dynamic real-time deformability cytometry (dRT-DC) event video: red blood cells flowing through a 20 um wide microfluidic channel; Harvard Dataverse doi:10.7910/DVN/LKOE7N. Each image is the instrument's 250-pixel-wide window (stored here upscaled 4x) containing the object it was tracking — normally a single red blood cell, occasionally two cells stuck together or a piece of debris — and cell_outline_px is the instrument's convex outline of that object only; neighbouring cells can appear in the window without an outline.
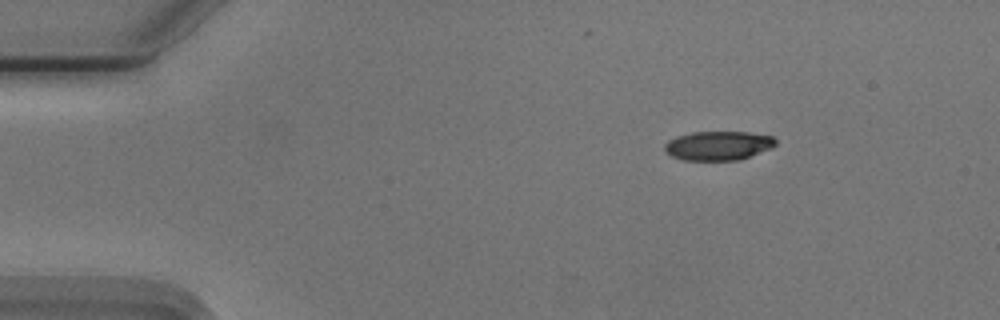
{"species": "Egyptian fruit bat (a non-hibernating species)", "species_latin": "Rousettus aegyptiacus", "temperature_condition": "cold", "stored_images_in_passage": 48, "camera_frame_rate_fps": 3000, "um_per_image_px": 0.085, "animal": {"sex": "male"}, "frame": {"image": 1, "passage_image": 1, "time_ms": 0.0, "image_size_px": [1000, 320], "cell_outline_px": [[776, 144], [772, 148], [740, 160], [684, 160], [672, 156], [664, 152], [664, 144], [668, 140], [676, 136], [692, 132], [748, 132], [772, 136], [776, 140]], "centroid_in_image_um": [61.04, 12.38], "position_along_channel_um": 24.0, "area_um2": 18.96}}
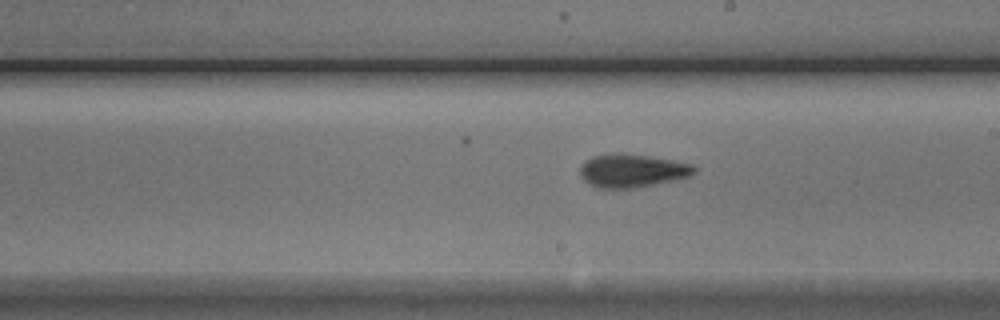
{"frame": {"image": 2, "passage_image": 24, "time_ms": 7.667, "image_size_px": [1000, 320], "cell_outline_px": [[696, 172], [688, 176], [656, 184], [636, 188], [596, 188], [584, 180], [580, 176], [580, 164], [584, 160], [592, 156], [620, 152], [648, 156], [672, 160], [692, 164], [696, 168]], "centroid_in_image_um": [53.68, 14.5], "position_along_channel_um": 235.3, "area_um2": 22.25}}
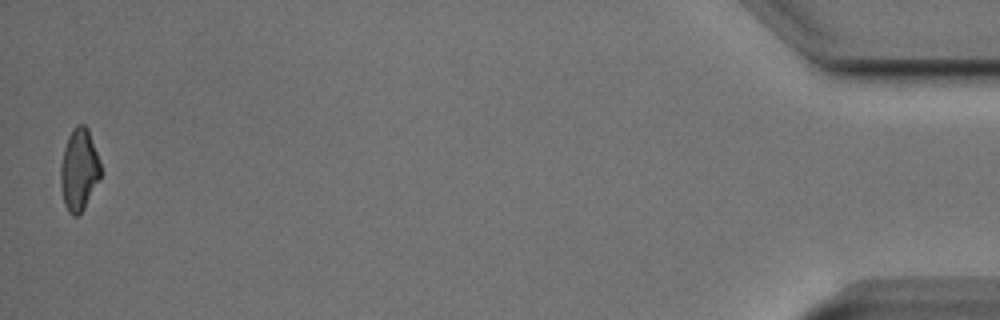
{"frame": {"image": 3, "passage_image": 47, "time_ms": 15.333, "image_size_px": [1000, 320], "cell_outline_px": [[100, 176], [84, 208], [76, 216], [72, 216], [68, 212], [64, 204], [60, 188], [60, 164], [64, 148], [68, 136], [72, 128], [76, 124], [84, 124], [88, 128], [100, 160]], "centroid_in_image_um": [6.69, 14.4], "position_along_channel_um": 428.5, "area_um2": 19.19}, "authors_computed_cell_mechanics": {"area_um2": 20.3745, "velocity_mm_per_s": 3.7506, "shape_relaxation_time_tau1_ms": 6.6515, "shape_relaxation_time_tau2_ms": 3.1063, "deformation_change_tau1": 0.1793, "deformation_change_tau2": 0.1038}}